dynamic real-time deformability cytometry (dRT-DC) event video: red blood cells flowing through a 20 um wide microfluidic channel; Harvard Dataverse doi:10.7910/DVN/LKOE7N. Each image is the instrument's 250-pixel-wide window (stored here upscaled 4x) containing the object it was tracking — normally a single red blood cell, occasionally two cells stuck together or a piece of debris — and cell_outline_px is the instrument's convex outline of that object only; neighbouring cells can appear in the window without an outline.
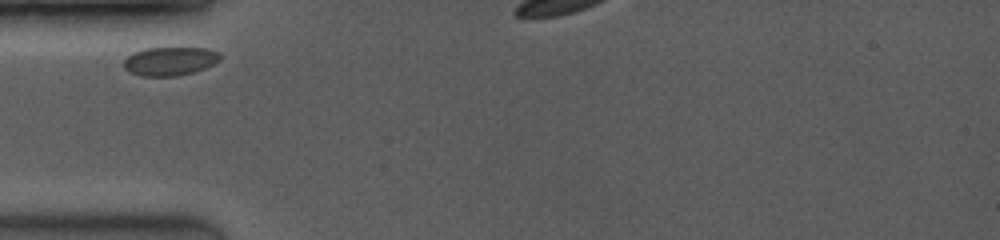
{"species": "common noctule bat (a hibernating species)", "species_latin": "Nyctalus noctula", "temperature_condition": "room temperature", "stored_images_in_passage": 9, "camera_frame_rate_fps": 3500, "um_per_image_px": 0.085, "animal": {"sex": "female", "body_mass_g": 19.0, "forearm_length_mm": 53.3}, "frame": {"image": 1, "passage_image": 1, "time_ms": 0.0, "image_size_px": [1000, 240], "cell_outline_px": [[220, 60], [204, 68], [192, 72], [176, 76], [140, 76], [128, 72], [124, 68], [124, 60], [132, 52], [144, 48], [208, 48], [220, 52]], "centroid_in_image_um": [14.41, 5.19], "position_along_channel_um": 70.6, "area_um2": 16.13}}